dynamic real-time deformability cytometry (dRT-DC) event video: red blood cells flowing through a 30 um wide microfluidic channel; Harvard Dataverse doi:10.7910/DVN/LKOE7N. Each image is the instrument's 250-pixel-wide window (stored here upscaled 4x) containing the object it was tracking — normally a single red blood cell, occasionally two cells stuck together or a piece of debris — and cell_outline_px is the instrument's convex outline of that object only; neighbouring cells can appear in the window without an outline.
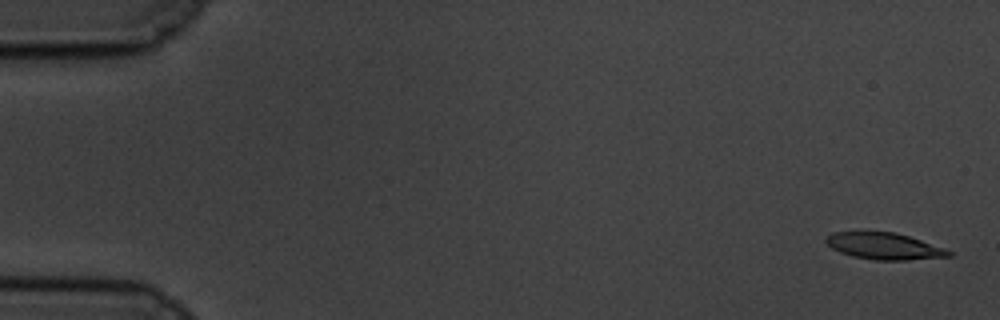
{"species": "common noctule bat (a hibernating species)", "species_latin": "Nyctalus noctula", "temperature_condition": "cold", "stored_images_in_passage": 18, "camera_frame_rate_fps": 3000, "um_per_image_px": 0.085, "animal": {"sex": "male", "body_mass_g": 19.5, "forearm_length_mm": 54.6}, "frame": {"image": 1, "passage_image": 2, "time_ms": 0.333, "image_size_px": [1000, 320], "cell_outline_px": [[952, 256], [908, 260], [876, 260], [852, 256], [840, 252], [832, 248], [824, 240], [824, 236], [832, 232], [896, 232], [944, 248], [952, 252]], "centroid_in_image_um": [75.12, 20.92], "position_along_channel_um": 9.9, "area_um2": 18.96}}
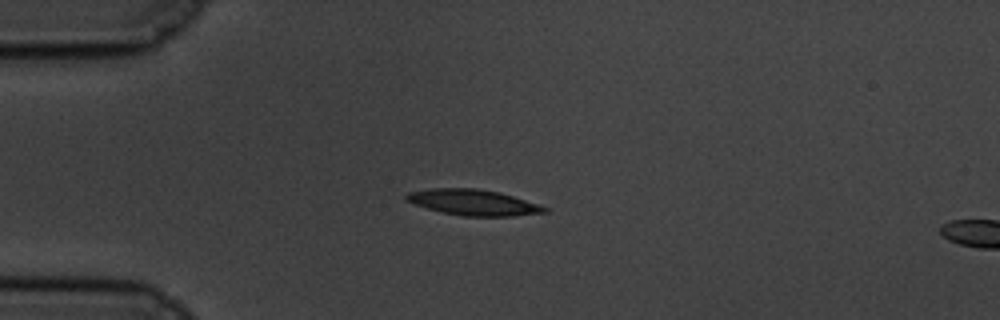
{"frame": {"image": 2, "passage_image": 15, "time_ms": 4.667, "image_size_px": [1000, 320], "cell_outline_px": [[548, 212], [512, 216], [464, 216], [444, 212], [428, 208], [404, 200], [404, 196], [408, 192], [432, 188], [476, 188], [500, 192], [548, 208]], "centroid_in_image_um": [40.2, 17.2], "position_along_channel_um": 44.8, "area_um2": 20.52}}